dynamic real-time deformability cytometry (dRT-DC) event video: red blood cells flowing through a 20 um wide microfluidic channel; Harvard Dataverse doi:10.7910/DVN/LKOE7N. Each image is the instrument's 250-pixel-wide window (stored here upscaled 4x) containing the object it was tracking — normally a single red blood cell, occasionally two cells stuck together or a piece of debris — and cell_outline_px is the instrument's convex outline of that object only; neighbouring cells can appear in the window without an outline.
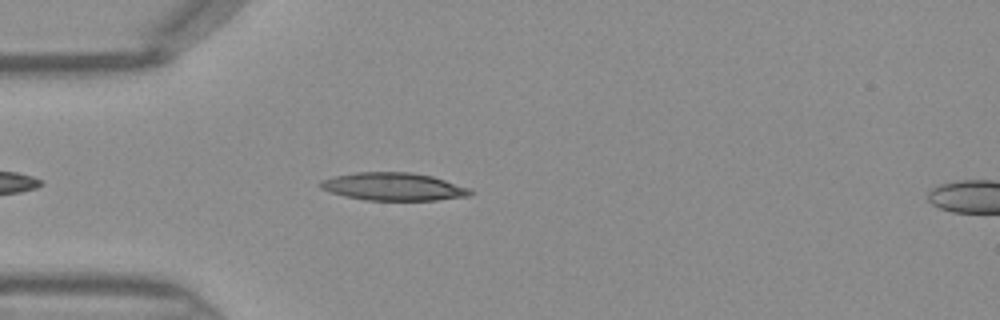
{"species": "Egyptian fruit bat (a non-hibernating species)", "species_latin": "Rousettus aegyptiacus", "temperature_condition": "warm", "stored_images_in_passage": 16, "camera_frame_rate_fps": 3000, "um_per_image_px": 0.085, "frame": {"image": 1, "passage_image": 5, "time_ms": 1.333, "image_size_px": [1000, 320], "cell_outline_px": [[472, 192], [468, 196], [436, 200], [368, 200], [344, 196], [320, 188], [316, 184], [320, 180], [336, 176], [356, 172], [412, 172], [432, 176], [468, 188]], "centroid_in_image_um": [33.39, 15.86], "position_along_channel_um": 51.6, "area_um2": 24.1}}
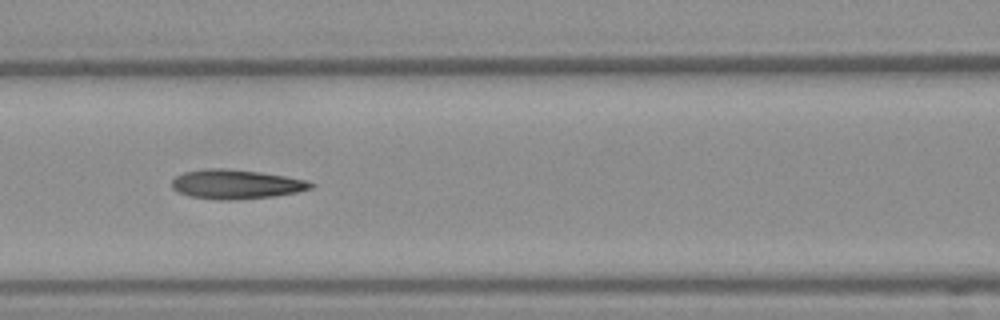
{"frame": {"image": 2, "passage_image": 12, "time_ms": 3.667, "image_size_px": [1000, 320], "cell_outline_px": [[316, 184], [312, 188], [296, 192], [272, 196], [232, 200], [220, 200], [188, 196], [176, 192], [172, 188], [172, 180], [176, 176], [184, 172], [208, 168], [220, 168], [260, 172], [308, 180]], "centroid_in_image_um": [20.04, 15.66], "position_along_channel_um": 146.6, "area_um2": 23.7}}
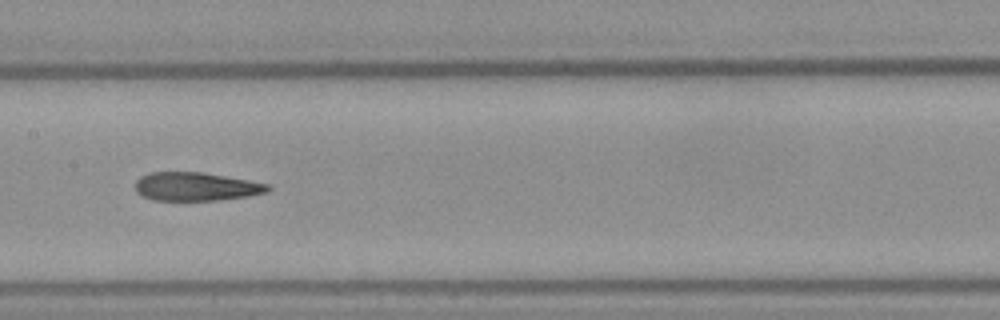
{"frame": {"image": 3, "passage_image": 15, "time_ms": 4.667, "image_size_px": [1000, 320], "cell_outline_px": [[272, 188], [268, 192], [248, 196], [220, 200], [152, 200], [136, 192], [136, 180], [140, 176], [148, 172], [204, 172], [272, 184]], "centroid_in_image_um": [16.7, 15.85], "position_along_channel_um": 190.7, "area_um2": 22.25}}